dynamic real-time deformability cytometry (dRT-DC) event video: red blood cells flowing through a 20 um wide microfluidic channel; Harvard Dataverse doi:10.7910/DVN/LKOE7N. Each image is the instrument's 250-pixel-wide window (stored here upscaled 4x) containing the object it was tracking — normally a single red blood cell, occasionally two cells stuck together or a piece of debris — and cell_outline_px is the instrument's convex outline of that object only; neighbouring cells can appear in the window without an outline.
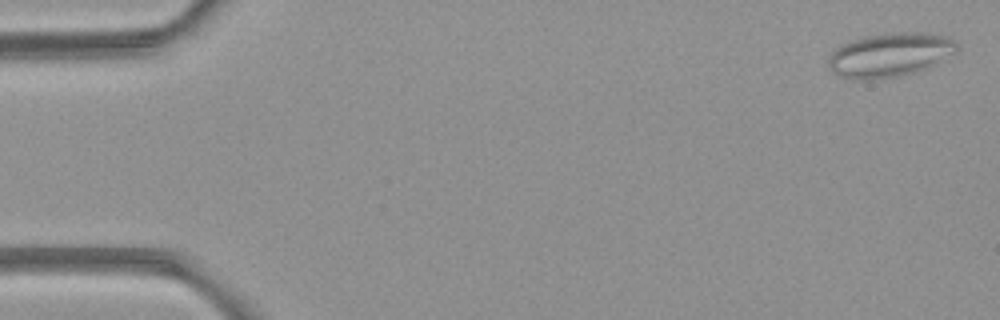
{"species": "common noctule bat (a hibernating species)", "species_latin": "Nyctalus noctula", "temperature_condition": "room temperature", "stored_images_in_passage": 5, "camera_frame_rate_fps": 3000, "um_per_image_px": 0.085, "animal": {"sex": "female", "body_mass_g": 21.9}, "frame": {"image": 1, "passage_image": 1, "time_ms": 0.0, "image_size_px": [1000, 320], "cell_outline_px": [[956, 52], [936, 64], [916, 72], [896, 76], [864, 80], [852, 80], [840, 76], [832, 72], [828, 68], [828, 56], [840, 44], [852, 40], [868, 36], [892, 32], [928, 32], [948, 36], [956, 44]], "centroid_in_image_um": [75.61, 4.66], "position_along_channel_um": 9.4, "area_um2": 33.12}}